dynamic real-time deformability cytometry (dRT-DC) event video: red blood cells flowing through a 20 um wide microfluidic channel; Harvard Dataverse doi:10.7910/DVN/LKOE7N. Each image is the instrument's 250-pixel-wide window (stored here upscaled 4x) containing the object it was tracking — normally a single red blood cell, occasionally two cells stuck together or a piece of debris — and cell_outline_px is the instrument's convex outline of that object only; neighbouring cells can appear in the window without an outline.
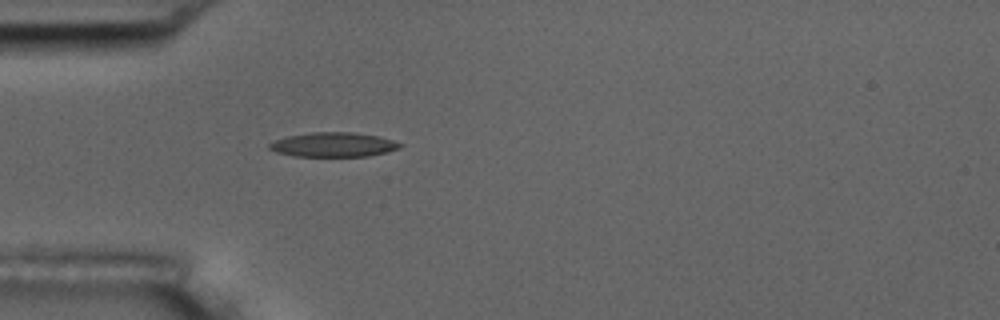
{"species": "common noctule bat (a hibernating species)", "species_latin": "Nyctalus noctula", "temperature_condition": "room temperature", "stored_images_in_passage": 40, "camera_frame_rate_fps": 3000, "um_per_image_px": 0.085, "animal": {"sex": "male", "body_mass_g": 17.5, "forearm_length_mm": 52.3}, "frame": {"image": 1, "passage_image": 1, "time_ms": 0.0, "image_size_px": [1000, 320], "cell_outline_px": [[404, 144], [400, 148], [388, 152], [368, 156], [296, 156], [276, 152], [268, 148], [268, 144], [276, 140], [288, 136], [312, 132], [352, 132], [376, 136], [392, 140]], "centroid_in_image_um": [28.35, 12.3], "position_along_channel_um": 56.6, "area_um2": 18.5}}
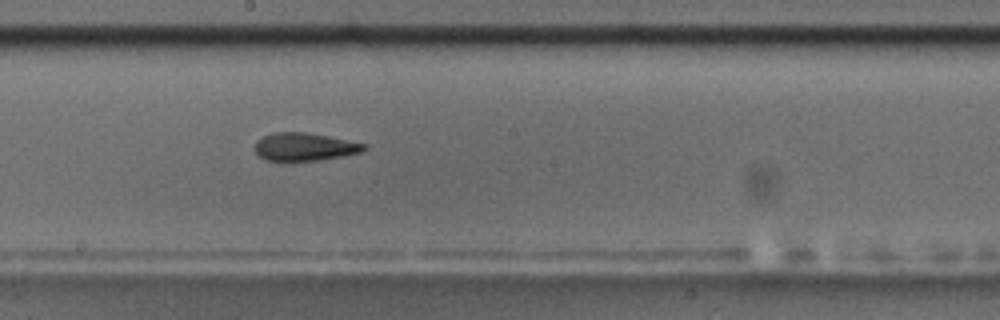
{"frame": {"image": 2, "passage_image": 15, "time_ms": 4.667, "image_size_px": [1000, 320], "cell_outline_px": [[368, 148], [360, 152], [344, 156], [320, 160], [264, 160], [252, 148], [256, 140], [272, 132], [304, 132], [328, 136], [368, 144]], "centroid_in_image_um": [25.88, 12.47], "position_along_channel_um": 222.3, "area_um2": 17.86}}
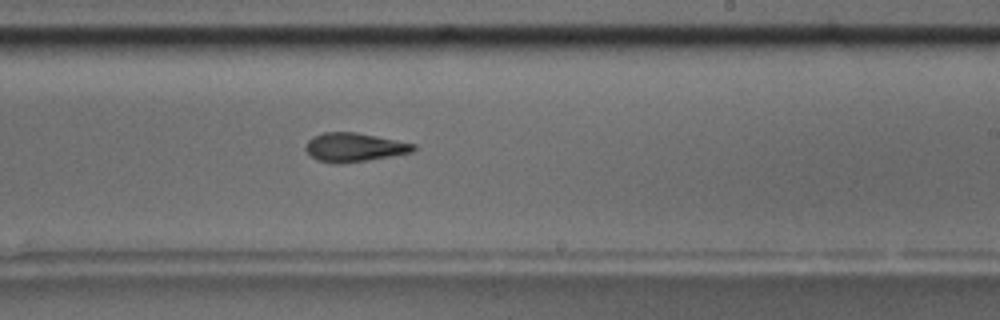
{"frame": {"image": 3, "passage_image": 18, "time_ms": 5.667, "image_size_px": [1000, 320], "cell_outline_px": [[416, 148], [412, 152], [364, 160], [336, 164], [316, 160], [304, 148], [308, 140], [312, 136], [324, 132], [356, 132], [416, 144]], "centroid_in_image_um": [30.07, 12.5], "position_along_channel_um": 258.9, "area_um2": 17.86}, "authors_computed_cell_mechanics": {"area_um2": 18.207, "velocity_mm_per_s": 3.6562, "shape_relaxation_time_tau1_ms": 7.5737, "shape_relaxation_time_tau2_ms": 3.4091, "deformation_change_tau1": 0.2057, "deformation_change_tau2": 0.114}}